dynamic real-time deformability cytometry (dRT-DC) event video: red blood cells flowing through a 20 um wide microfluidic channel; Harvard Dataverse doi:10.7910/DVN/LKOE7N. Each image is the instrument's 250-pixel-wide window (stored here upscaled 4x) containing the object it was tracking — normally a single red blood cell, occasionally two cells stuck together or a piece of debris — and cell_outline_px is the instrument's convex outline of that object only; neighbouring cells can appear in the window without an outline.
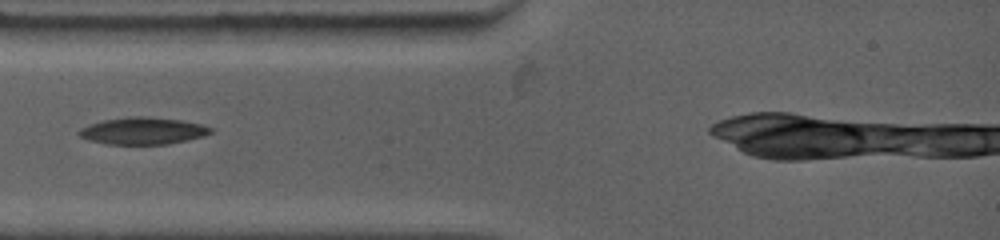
{"species": "common noctule bat (a hibernating species)", "species_latin": "Nyctalus noctula", "temperature_condition": "warm", "stored_images_in_passage": 21, "camera_frame_rate_fps": 4500, "um_per_image_px": 0.085, "animal": {"sex": "female", "body_mass_g": 19.0, "forearm_length_mm": 53.3}, "frame": {"image": 1, "passage_image": 1, "time_ms": 0.0, "image_size_px": [1000, 240], "cell_outline_px": [[212, 132], [204, 136], [188, 140], [168, 144], [108, 144], [88, 140], [80, 136], [76, 132], [80, 128], [88, 124], [104, 120], [128, 116], [144, 116], [180, 120], [200, 124], [212, 128]], "centroid_in_image_um": [12.11, 11.12], "position_along_channel_um": 72.9, "area_um2": 20.75}}
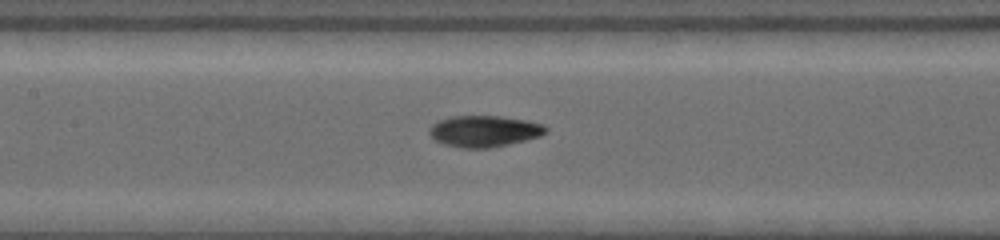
{"frame": {"image": 2, "passage_image": 8, "time_ms": 2.444, "image_size_px": [1000, 240], "cell_outline_px": [[548, 132], [540, 136], [492, 148], [460, 148], [444, 144], [436, 140], [428, 132], [428, 128], [432, 124], [440, 120], [452, 116], [500, 116], [528, 120], [544, 124], [548, 128]], "centroid_in_image_um": [41.18, 11.15], "position_along_channel_um": 166.2, "area_um2": 21.39}}
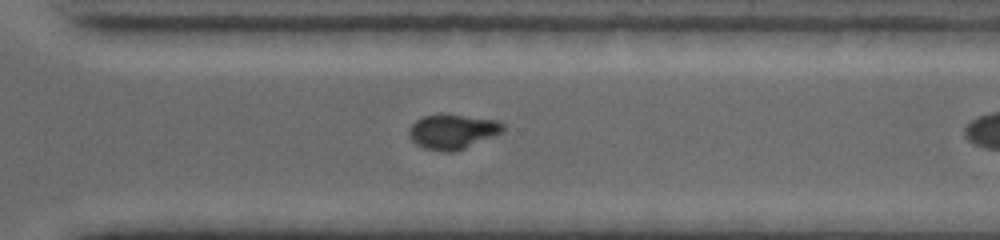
{"frame": {"image": 3, "passage_image": 17, "time_ms": 5.556, "image_size_px": [1000, 240], "cell_outline_px": [[508, 128], [504, 132], [456, 152], [444, 152], [424, 148], [416, 144], [408, 136], [408, 128], [416, 120], [424, 116], [464, 116], [496, 120], [504, 124]], "centroid_in_image_um": [38.5, 11.22], "position_along_channel_um": 332.1, "area_um2": 18.9}}